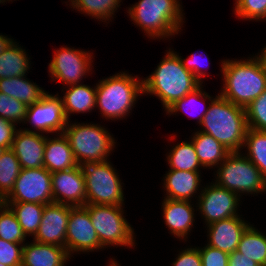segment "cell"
I'll list each match as a JSON object with an SVG mask.
<instances>
[{"label":"cell","mask_w":266,"mask_h":266,"mask_svg":"<svg viewBox=\"0 0 266 266\" xmlns=\"http://www.w3.org/2000/svg\"><path fill=\"white\" fill-rule=\"evenodd\" d=\"M260 52L245 60L223 59L221 73L224 83L218 93L220 96L246 108L266 90V54Z\"/></svg>","instance_id":"cell-1"},{"label":"cell","mask_w":266,"mask_h":266,"mask_svg":"<svg viewBox=\"0 0 266 266\" xmlns=\"http://www.w3.org/2000/svg\"><path fill=\"white\" fill-rule=\"evenodd\" d=\"M166 51L155 71L143 79L144 94L156 96L165 111L201 85L194 75L183 67L177 52L170 48Z\"/></svg>","instance_id":"cell-2"},{"label":"cell","mask_w":266,"mask_h":266,"mask_svg":"<svg viewBox=\"0 0 266 266\" xmlns=\"http://www.w3.org/2000/svg\"><path fill=\"white\" fill-rule=\"evenodd\" d=\"M206 103H209L208 111L199 131L211 135L230 152H241L248 129L245 108L219 94Z\"/></svg>","instance_id":"cell-3"},{"label":"cell","mask_w":266,"mask_h":266,"mask_svg":"<svg viewBox=\"0 0 266 266\" xmlns=\"http://www.w3.org/2000/svg\"><path fill=\"white\" fill-rule=\"evenodd\" d=\"M180 0H139L127 13L151 39H166L181 32L184 13Z\"/></svg>","instance_id":"cell-4"},{"label":"cell","mask_w":266,"mask_h":266,"mask_svg":"<svg viewBox=\"0 0 266 266\" xmlns=\"http://www.w3.org/2000/svg\"><path fill=\"white\" fill-rule=\"evenodd\" d=\"M142 94L143 79L126 72L116 73L96 83V108L107 120L123 119Z\"/></svg>","instance_id":"cell-5"},{"label":"cell","mask_w":266,"mask_h":266,"mask_svg":"<svg viewBox=\"0 0 266 266\" xmlns=\"http://www.w3.org/2000/svg\"><path fill=\"white\" fill-rule=\"evenodd\" d=\"M78 165L109 160L116 147L115 138L108 130L95 123H67L63 131Z\"/></svg>","instance_id":"cell-6"},{"label":"cell","mask_w":266,"mask_h":266,"mask_svg":"<svg viewBox=\"0 0 266 266\" xmlns=\"http://www.w3.org/2000/svg\"><path fill=\"white\" fill-rule=\"evenodd\" d=\"M241 152H231L217 167L215 184L239 197L266 192V179L259 169Z\"/></svg>","instance_id":"cell-7"},{"label":"cell","mask_w":266,"mask_h":266,"mask_svg":"<svg viewBox=\"0 0 266 266\" xmlns=\"http://www.w3.org/2000/svg\"><path fill=\"white\" fill-rule=\"evenodd\" d=\"M101 246L135 247L134 228L123 215V206L86 204Z\"/></svg>","instance_id":"cell-8"},{"label":"cell","mask_w":266,"mask_h":266,"mask_svg":"<svg viewBox=\"0 0 266 266\" xmlns=\"http://www.w3.org/2000/svg\"><path fill=\"white\" fill-rule=\"evenodd\" d=\"M86 185V204L124 206L123 182L110 160L81 166Z\"/></svg>","instance_id":"cell-9"},{"label":"cell","mask_w":266,"mask_h":266,"mask_svg":"<svg viewBox=\"0 0 266 266\" xmlns=\"http://www.w3.org/2000/svg\"><path fill=\"white\" fill-rule=\"evenodd\" d=\"M1 202H28L45 205L52 203L51 172L45 167L21 169L12 191Z\"/></svg>","instance_id":"cell-10"},{"label":"cell","mask_w":266,"mask_h":266,"mask_svg":"<svg viewBox=\"0 0 266 266\" xmlns=\"http://www.w3.org/2000/svg\"><path fill=\"white\" fill-rule=\"evenodd\" d=\"M54 51V57L48 65L49 76L53 81L57 80L68 87L81 84L83 77L92 72V52L65 46Z\"/></svg>","instance_id":"cell-11"},{"label":"cell","mask_w":266,"mask_h":266,"mask_svg":"<svg viewBox=\"0 0 266 266\" xmlns=\"http://www.w3.org/2000/svg\"><path fill=\"white\" fill-rule=\"evenodd\" d=\"M201 188L195 207H198L196 211L202 215L205 225L240 215L237 209L241 198L237 194L214 182Z\"/></svg>","instance_id":"cell-12"},{"label":"cell","mask_w":266,"mask_h":266,"mask_svg":"<svg viewBox=\"0 0 266 266\" xmlns=\"http://www.w3.org/2000/svg\"><path fill=\"white\" fill-rule=\"evenodd\" d=\"M48 93L39 102L28 106L24 124L25 122L30 123L35 129V133L47 135L63 133L68 120L64 113L61 97L57 93L56 95Z\"/></svg>","instance_id":"cell-13"},{"label":"cell","mask_w":266,"mask_h":266,"mask_svg":"<svg viewBox=\"0 0 266 266\" xmlns=\"http://www.w3.org/2000/svg\"><path fill=\"white\" fill-rule=\"evenodd\" d=\"M103 249L85 206L70 211L66 232V251L71 257L75 252H93Z\"/></svg>","instance_id":"cell-14"},{"label":"cell","mask_w":266,"mask_h":266,"mask_svg":"<svg viewBox=\"0 0 266 266\" xmlns=\"http://www.w3.org/2000/svg\"><path fill=\"white\" fill-rule=\"evenodd\" d=\"M73 207L55 202L45 205L41 223L33 240L66 248L68 219Z\"/></svg>","instance_id":"cell-15"},{"label":"cell","mask_w":266,"mask_h":266,"mask_svg":"<svg viewBox=\"0 0 266 266\" xmlns=\"http://www.w3.org/2000/svg\"><path fill=\"white\" fill-rule=\"evenodd\" d=\"M53 202L71 206L86 205V185L80 165L51 173Z\"/></svg>","instance_id":"cell-16"},{"label":"cell","mask_w":266,"mask_h":266,"mask_svg":"<svg viewBox=\"0 0 266 266\" xmlns=\"http://www.w3.org/2000/svg\"><path fill=\"white\" fill-rule=\"evenodd\" d=\"M46 136L30 128L17 129L11 149L17 156L22 169L44 167Z\"/></svg>","instance_id":"cell-17"},{"label":"cell","mask_w":266,"mask_h":266,"mask_svg":"<svg viewBox=\"0 0 266 266\" xmlns=\"http://www.w3.org/2000/svg\"><path fill=\"white\" fill-rule=\"evenodd\" d=\"M250 225L240 215L213 222L207 225L206 245L231 254L237 250L243 233Z\"/></svg>","instance_id":"cell-18"},{"label":"cell","mask_w":266,"mask_h":266,"mask_svg":"<svg viewBox=\"0 0 266 266\" xmlns=\"http://www.w3.org/2000/svg\"><path fill=\"white\" fill-rule=\"evenodd\" d=\"M191 201L164 198L162 202L163 219L169 233L180 240H186L195 221L194 205Z\"/></svg>","instance_id":"cell-19"},{"label":"cell","mask_w":266,"mask_h":266,"mask_svg":"<svg viewBox=\"0 0 266 266\" xmlns=\"http://www.w3.org/2000/svg\"><path fill=\"white\" fill-rule=\"evenodd\" d=\"M200 178L201 172L169 169L163 178V188L166 192L164 198L192 201L195 193L200 195L199 190H202L199 189L202 181Z\"/></svg>","instance_id":"cell-20"},{"label":"cell","mask_w":266,"mask_h":266,"mask_svg":"<svg viewBox=\"0 0 266 266\" xmlns=\"http://www.w3.org/2000/svg\"><path fill=\"white\" fill-rule=\"evenodd\" d=\"M32 241L23 244L21 266H65L70 261L65 247Z\"/></svg>","instance_id":"cell-21"},{"label":"cell","mask_w":266,"mask_h":266,"mask_svg":"<svg viewBox=\"0 0 266 266\" xmlns=\"http://www.w3.org/2000/svg\"><path fill=\"white\" fill-rule=\"evenodd\" d=\"M49 138L46 135L44 148V167L51 173L69 170L78 166L69 141L64 133L55 134Z\"/></svg>","instance_id":"cell-22"},{"label":"cell","mask_w":266,"mask_h":266,"mask_svg":"<svg viewBox=\"0 0 266 266\" xmlns=\"http://www.w3.org/2000/svg\"><path fill=\"white\" fill-rule=\"evenodd\" d=\"M62 103L65 116L69 122L70 114L92 112L96 108V84L94 87L85 84H76L66 87Z\"/></svg>","instance_id":"cell-23"},{"label":"cell","mask_w":266,"mask_h":266,"mask_svg":"<svg viewBox=\"0 0 266 266\" xmlns=\"http://www.w3.org/2000/svg\"><path fill=\"white\" fill-rule=\"evenodd\" d=\"M196 154L201 165L206 168H217L224 159L231 153L220 142L214 139L211 135L202 131H196L191 136Z\"/></svg>","instance_id":"cell-24"},{"label":"cell","mask_w":266,"mask_h":266,"mask_svg":"<svg viewBox=\"0 0 266 266\" xmlns=\"http://www.w3.org/2000/svg\"><path fill=\"white\" fill-rule=\"evenodd\" d=\"M27 75L0 79V92L19 100L27 106L39 102L47 93L42 87L31 82Z\"/></svg>","instance_id":"cell-25"},{"label":"cell","mask_w":266,"mask_h":266,"mask_svg":"<svg viewBox=\"0 0 266 266\" xmlns=\"http://www.w3.org/2000/svg\"><path fill=\"white\" fill-rule=\"evenodd\" d=\"M26 50L14 40L0 54V79L27 75L31 61Z\"/></svg>","instance_id":"cell-26"},{"label":"cell","mask_w":266,"mask_h":266,"mask_svg":"<svg viewBox=\"0 0 266 266\" xmlns=\"http://www.w3.org/2000/svg\"><path fill=\"white\" fill-rule=\"evenodd\" d=\"M253 226L251 224L245 230L236 251L244 254L260 266H266V234Z\"/></svg>","instance_id":"cell-27"},{"label":"cell","mask_w":266,"mask_h":266,"mask_svg":"<svg viewBox=\"0 0 266 266\" xmlns=\"http://www.w3.org/2000/svg\"><path fill=\"white\" fill-rule=\"evenodd\" d=\"M15 213L23 233L27 236H35L42 220L45 204L38 203H4Z\"/></svg>","instance_id":"cell-28"},{"label":"cell","mask_w":266,"mask_h":266,"mask_svg":"<svg viewBox=\"0 0 266 266\" xmlns=\"http://www.w3.org/2000/svg\"><path fill=\"white\" fill-rule=\"evenodd\" d=\"M166 158L170 169L200 172V168H204L192 141L177 143L171 148Z\"/></svg>","instance_id":"cell-29"},{"label":"cell","mask_w":266,"mask_h":266,"mask_svg":"<svg viewBox=\"0 0 266 266\" xmlns=\"http://www.w3.org/2000/svg\"><path fill=\"white\" fill-rule=\"evenodd\" d=\"M243 148L247 149L245 156L259 169L266 179V131L248 128Z\"/></svg>","instance_id":"cell-30"},{"label":"cell","mask_w":266,"mask_h":266,"mask_svg":"<svg viewBox=\"0 0 266 266\" xmlns=\"http://www.w3.org/2000/svg\"><path fill=\"white\" fill-rule=\"evenodd\" d=\"M21 165L11 148L4 149L0 156V201L13 189L21 172Z\"/></svg>","instance_id":"cell-31"},{"label":"cell","mask_w":266,"mask_h":266,"mask_svg":"<svg viewBox=\"0 0 266 266\" xmlns=\"http://www.w3.org/2000/svg\"><path fill=\"white\" fill-rule=\"evenodd\" d=\"M122 0H77L71 7L99 21H111Z\"/></svg>","instance_id":"cell-32"},{"label":"cell","mask_w":266,"mask_h":266,"mask_svg":"<svg viewBox=\"0 0 266 266\" xmlns=\"http://www.w3.org/2000/svg\"><path fill=\"white\" fill-rule=\"evenodd\" d=\"M0 238L11 242L24 244L26 235L11 208L0 202Z\"/></svg>","instance_id":"cell-33"},{"label":"cell","mask_w":266,"mask_h":266,"mask_svg":"<svg viewBox=\"0 0 266 266\" xmlns=\"http://www.w3.org/2000/svg\"><path fill=\"white\" fill-rule=\"evenodd\" d=\"M202 84L196 88L193 92L188 93L187 95H185L182 99L177 100L174 104H172L167 110H166V114L167 115H171V114H175L181 111H185V110H189L186 111L185 113L189 114L190 112V108L187 109V107H190V105L195 106L194 103H199L198 101H203V105L205 103V101L208 100H213L212 96H210L208 93H206L205 91H202ZM194 104V105H193ZM191 106V107H192ZM208 106L206 107V103L205 106L203 107V109H199L201 114L198 113V118H197V122L199 123V125L202 122L203 116L207 113L208 111ZM200 108V107H199ZM203 110V111H202ZM192 114V113H191Z\"/></svg>","instance_id":"cell-34"},{"label":"cell","mask_w":266,"mask_h":266,"mask_svg":"<svg viewBox=\"0 0 266 266\" xmlns=\"http://www.w3.org/2000/svg\"><path fill=\"white\" fill-rule=\"evenodd\" d=\"M245 113L248 128L266 131V90L245 108Z\"/></svg>","instance_id":"cell-35"},{"label":"cell","mask_w":266,"mask_h":266,"mask_svg":"<svg viewBox=\"0 0 266 266\" xmlns=\"http://www.w3.org/2000/svg\"><path fill=\"white\" fill-rule=\"evenodd\" d=\"M27 108L28 106L19 100L0 92V117L11 121L15 125L23 123L26 118Z\"/></svg>","instance_id":"cell-36"},{"label":"cell","mask_w":266,"mask_h":266,"mask_svg":"<svg viewBox=\"0 0 266 266\" xmlns=\"http://www.w3.org/2000/svg\"><path fill=\"white\" fill-rule=\"evenodd\" d=\"M233 10L239 19L266 21V0H235Z\"/></svg>","instance_id":"cell-37"},{"label":"cell","mask_w":266,"mask_h":266,"mask_svg":"<svg viewBox=\"0 0 266 266\" xmlns=\"http://www.w3.org/2000/svg\"><path fill=\"white\" fill-rule=\"evenodd\" d=\"M22 248L21 243H11L0 238V263L6 266H21Z\"/></svg>","instance_id":"cell-38"},{"label":"cell","mask_w":266,"mask_h":266,"mask_svg":"<svg viewBox=\"0 0 266 266\" xmlns=\"http://www.w3.org/2000/svg\"><path fill=\"white\" fill-rule=\"evenodd\" d=\"M202 266H228L229 254L212 246L199 248Z\"/></svg>","instance_id":"cell-39"},{"label":"cell","mask_w":266,"mask_h":266,"mask_svg":"<svg viewBox=\"0 0 266 266\" xmlns=\"http://www.w3.org/2000/svg\"><path fill=\"white\" fill-rule=\"evenodd\" d=\"M171 264L172 266H202L199 247L184 248Z\"/></svg>","instance_id":"cell-40"},{"label":"cell","mask_w":266,"mask_h":266,"mask_svg":"<svg viewBox=\"0 0 266 266\" xmlns=\"http://www.w3.org/2000/svg\"><path fill=\"white\" fill-rule=\"evenodd\" d=\"M17 126L11 121L0 117V147L9 149L12 146Z\"/></svg>","instance_id":"cell-41"},{"label":"cell","mask_w":266,"mask_h":266,"mask_svg":"<svg viewBox=\"0 0 266 266\" xmlns=\"http://www.w3.org/2000/svg\"><path fill=\"white\" fill-rule=\"evenodd\" d=\"M179 57L182 61L183 67L186 70H189L194 75V77L202 84L203 83L202 78L206 77L207 74L205 71H202V64H201V61H199V59H198L197 53L191 54L186 59H183L181 56H179ZM209 62L210 61L208 60V64H209Z\"/></svg>","instance_id":"cell-42"},{"label":"cell","mask_w":266,"mask_h":266,"mask_svg":"<svg viewBox=\"0 0 266 266\" xmlns=\"http://www.w3.org/2000/svg\"><path fill=\"white\" fill-rule=\"evenodd\" d=\"M228 266H260L252 259L244 256L238 251H234L229 254Z\"/></svg>","instance_id":"cell-43"},{"label":"cell","mask_w":266,"mask_h":266,"mask_svg":"<svg viewBox=\"0 0 266 266\" xmlns=\"http://www.w3.org/2000/svg\"><path fill=\"white\" fill-rule=\"evenodd\" d=\"M12 41V38L0 34V54L11 44Z\"/></svg>","instance_id":"cell-44"},{"label":"cell","mask_w":266,"mask_h":266,"mask_svg":"<svg viewBox=\"0 0 266 266\" xmlns=\"http://www.w3.org/2000/svg\"><path fill=\"white\" fill-rule=\"evenodd\" d=\"M108 266H120L119 263H117V261H115V258L113 260V258L110 260V263L108 264Z\"/></svg>","instance_id":"cell-45"},{"label":"cell","mask_w":266,"mask_h":266,"mask_svg":"<svg viewBox=\"0 0 266 266\" xmlns=\"http://www.w3.org/2000/svg\"><path fill=\"white\" fill-rule=\"evenodd\" d=\"M70 2V4L72 5L73 3H75L77 0H68Z\"/></svg>","instance_id":"cell-46"},{"label":"cell","mask_w":266,"mask_h":266,"mask_svg":"<svg viewBox=\"0 0 266 266\" xmlns=\"http://www.w3.org/2000/svg\"><path fill=\"white\" fill-rule=\"evenodd\" d=\"M3 151H4V148L0 147V156H1Z\"/></svg>","instance_id":"cell-47"},{"label":"cell","mask_w":266,"mask_h":266,"mask_svg":"<svg viewBox=\"0 0 266 266\" xmlns=\"http://www.w3.org/2000/svg\"><path fill=\"white\" fill-rule=\"evenodd\" d=\"M6 1H10V0H0V3H4Z\"/></svg>","instance_id":"cell-48"},{"label":"cell","mask_w":266,"mask_h":266,"mask_svg":"<svg viewBox=\"0 0 266 266\" xmlns=\"http://www.w3.org/2000/svg\"><path fill=\"white\" fill-rule=\"evenodd\" d=\"M262 51L266 54V46L262 49Z\"/></svg>","instance_id":"cell-49"}]
</instances>
